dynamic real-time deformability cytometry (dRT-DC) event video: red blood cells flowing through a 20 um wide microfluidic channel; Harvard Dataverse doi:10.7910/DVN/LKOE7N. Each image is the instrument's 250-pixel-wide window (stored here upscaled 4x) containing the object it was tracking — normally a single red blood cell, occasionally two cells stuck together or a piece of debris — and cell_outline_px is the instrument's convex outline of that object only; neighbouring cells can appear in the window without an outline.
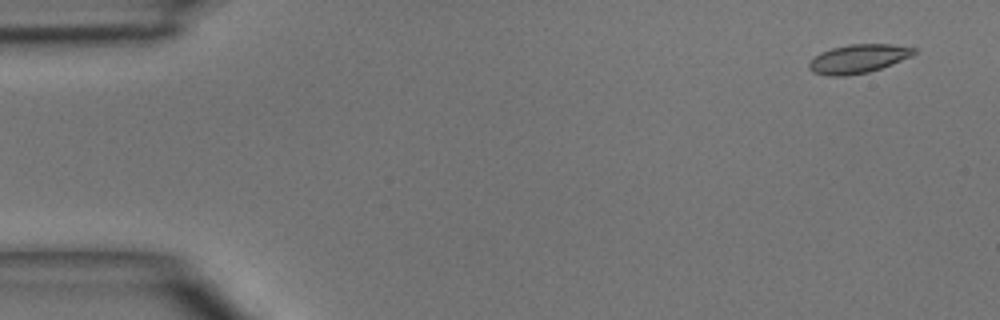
{"species": "common noctule bat (a hibernating species)", "species_latin": "Nyctalus noctula", "temperature_condition": "room temperature", "stored_images_in_passage": 5, "camera_frame_rate_fps": 3000, "um_per_image_px": 0.085, "animal": {"sex": "male", "body_mass_g": 15.6}, "frame": {"image": 1, "passage_image": 1, "time_ms": 0.0, "image_size_px": [1000, 320], "cell_outline_px": [[916, 52], [912, 56], [880, 68], [868, 72], [848, 76], [828, 76], [812, 72], [808, 68], [808, 64], [820, 52], [832, 48], [848, 44], [892, 44], [916, 48]], "centroid_in_image_um": [72.93, 4.99], "position_along_channel_um": 12.1, "area_um2": 17.57}}
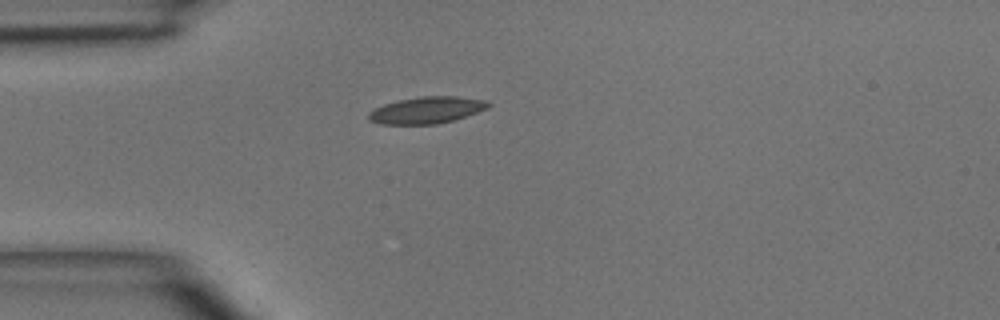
{"frame": {"image": 2, "passage_image": 4, "time_ms": 3.333, "image_size_px": [1000, 320], "cell_outline_px": [[492, 104], [488, 108], [452, 120], [436, 124], [380, 124], [368, 120], [368, 112], [384, 104], [396, 100], [420, 96], [456, 96], [488, 100]], "centroid_in_image_um": [36.26, 9.35], "position_along_channel_um": 48.7, "area_um2": 18.67}}
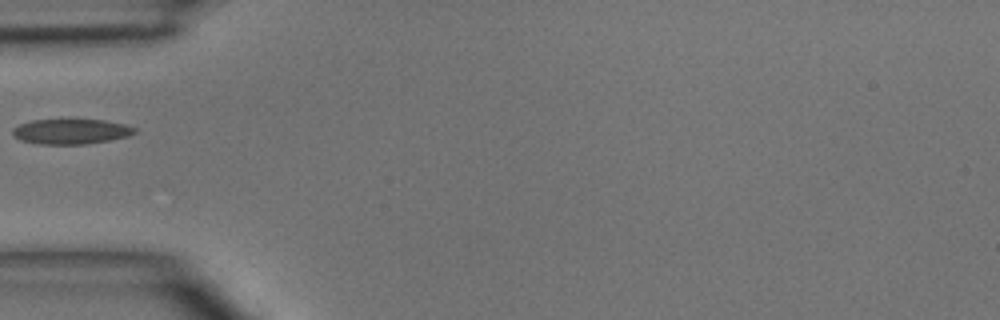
{"frame": {"image": 3, "passage_image": 5, "time_ms": 4.333, "image_size_px": [1000, 320], "cell_outline_px": [[136, 132], [128, 136], [108, 140], [84, 144], [40, 144], [20, 140], [12, 136], [12, 128], [20, 124], [32, 120], [68, 116], [104, 120], [124, 124], [136, 128]], "centroid_in_image_um": [5.99, 11.12], "position_along_channel_um": 79.0, "area_um2": 18.79}}